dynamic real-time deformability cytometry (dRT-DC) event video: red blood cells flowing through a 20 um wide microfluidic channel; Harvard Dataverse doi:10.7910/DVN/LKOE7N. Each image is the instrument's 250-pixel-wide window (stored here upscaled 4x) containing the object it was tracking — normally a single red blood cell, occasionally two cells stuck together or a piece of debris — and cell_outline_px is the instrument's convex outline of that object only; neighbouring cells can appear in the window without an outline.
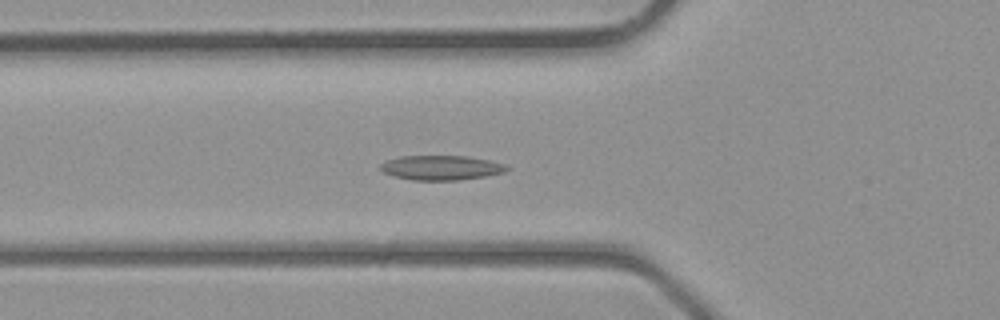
{"species": "common noctule bat (a hibernating species)", "species_latin": "Nyctalus noctula", "temperature_condition": "room temperature", "stored_images_in_passage": 41, "camera_frame_rate_fps": 3000, "um_per_image_px": 0.085, "animal": {"sex": "male", "body_mass_g": 23.1, "forearm_length_mm": 52.7}, "frame": {"image": 1, "passage_image": 15, "time_ms": 4.667, "image_size_px": [1000, 320], "cell_outline_px": [[512, 168], [504, 172], [484, 176], [456, 180], [412, 180], [392, 176], [384, 172], [380, 168], [380, 164], [384, 160], [400, 156], [468, 156], [508, 164]], "centroid_in_image_um": [37.5, 14.25], "position_along_channel_um": 88.3, "area_um2": 18.26}}
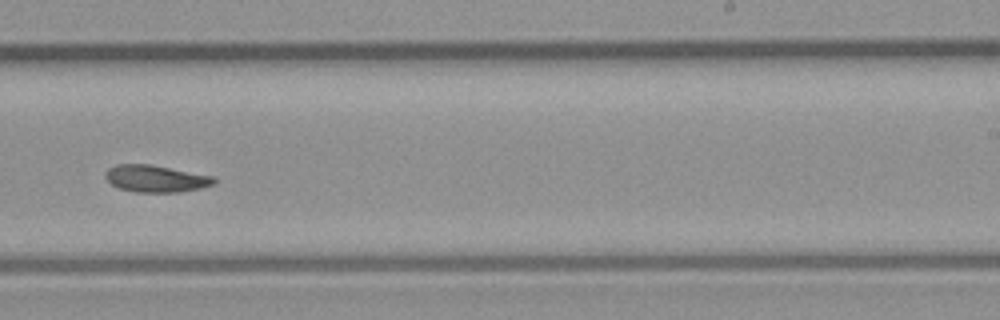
{"frame": {"image": 2, "passage_image": 26, "time_ms": 8.333, "image_size_px": [1000, 320], "cell_outline_px": [[216, 184], [200, 188], [180, 192], [136, 192], [120, 188], [112, 184], [104, 176], [108, 168], [116, 164], [148, 164], [212, 176], [216, 180]], "centroid_in_image_um": [13.24, 15.19], "position_along_channel_um": 275.8, "area_um2": 16.88}}
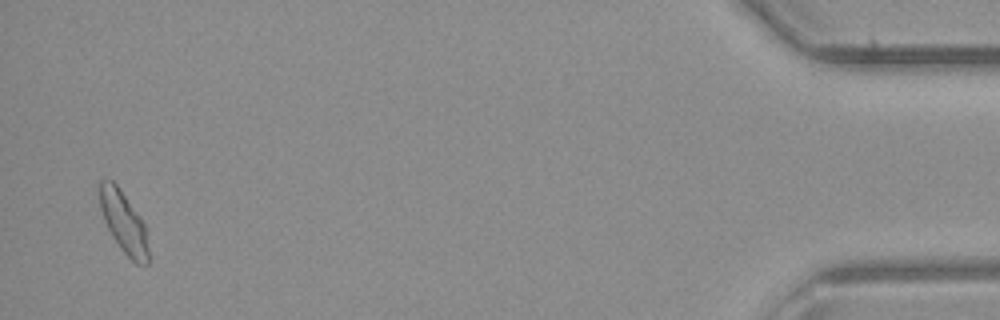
{"frame": {"image": 3, "passage_image": 40, "time_ms": 13.0, "image_size_px": [1000, 320], "cell_outline_px": [[148, 264], [136, 264], [120, 248], [112, 236], [104, 220], [100, 208], [100, 180], [112, 180], [116, 184], [144, 224], [148, 248]], "centroid_in_image_um": [10.5, 18.92], "position_along_channel_um": 424.7, "area_um2": 16.88}}